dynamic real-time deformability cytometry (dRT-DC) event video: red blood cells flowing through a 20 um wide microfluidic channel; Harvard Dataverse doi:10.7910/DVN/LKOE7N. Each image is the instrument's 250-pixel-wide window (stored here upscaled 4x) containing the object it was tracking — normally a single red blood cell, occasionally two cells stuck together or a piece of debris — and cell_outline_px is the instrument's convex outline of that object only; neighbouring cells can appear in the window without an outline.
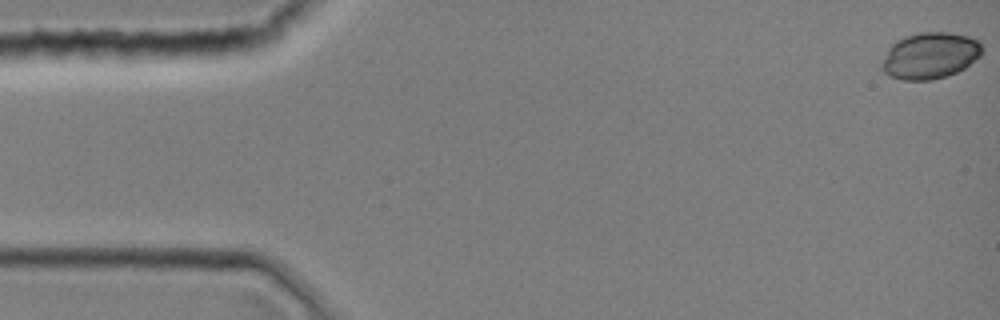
{"species": "common noctule bat (a hibernating species)", "species_latin": "Nyctalus noctula", "temperature_condition": "room temperature", "stored_images_in_passage": 40, "camera_frame_rate_fps": 3000, "um_per_image_px": 0.085, "animal": {"sex": "female", "body_mass_g": 19.0, "forearm_length_mm": 51.5}, "frame": {"image": 1, "passage_image": 1, "time_ms": 0.0, "image_size_px": [1000, 320], "cell_outline_px": [[980, 56], [964, 68], [956, 72], [932, 80], [904, 80], [892, 76], [884, 72], [880, 68], [880, 60], [888, 48], [896, 40], [904, 36], [920, 32], [948, 32], [968, 36], [976, 40], [980, 44]], "centroid_in_image_um": [78.98, 4.72], "position_along_channel_um": 6.0, "area_um2": 27.05}}
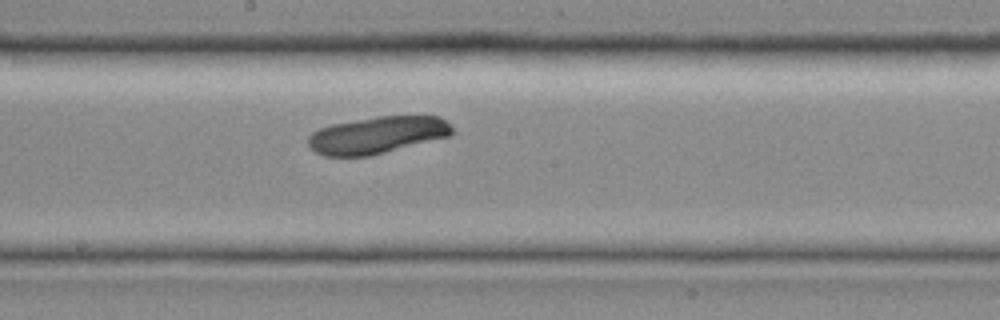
{"frame": {"image": 2, "passage_image": 22, "time_ms": 7.0, "image_size_px": [1000, 320], "cell_outline_px": [[456, 132], [448, 136], [368, 156], [324, 156], [316, 152], [308, 144], [308, 136], [312, 132], [320, 128], [332, 124], [376, 116], [440, 116]], "centroid_in_image_um": [32.04, 11.47], "position_along_channel_um": 216.2, "area_um2": 30.75}}
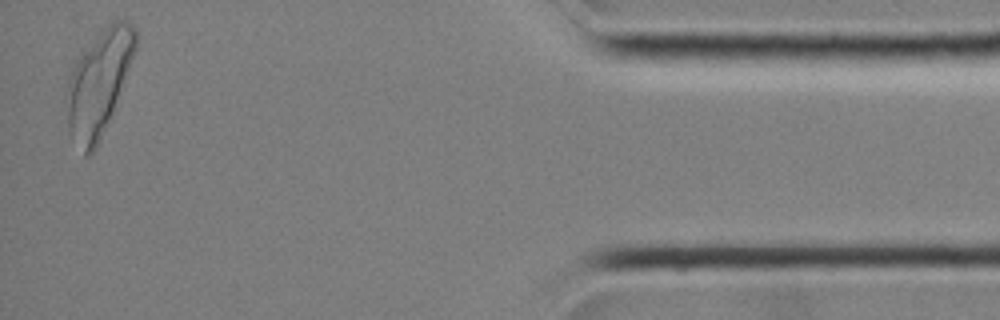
{"frame": {"image": 3, "passage_image": 39, "time_ms": 12.667, "image_size_px": [1000, 320], "cell_outline_px": [[136, 48], [112, 112], [100, 140], [96, 148], [88, 156], [84, 156], [68, 132], [64, 100], [72, 60], [108, 24], [116, 20], [128, 20], [136, 28]], "centroid_in_image_um": [8.32, 7.05], "position_along_channel_um": 426.9, "area_um2": 42.31}}